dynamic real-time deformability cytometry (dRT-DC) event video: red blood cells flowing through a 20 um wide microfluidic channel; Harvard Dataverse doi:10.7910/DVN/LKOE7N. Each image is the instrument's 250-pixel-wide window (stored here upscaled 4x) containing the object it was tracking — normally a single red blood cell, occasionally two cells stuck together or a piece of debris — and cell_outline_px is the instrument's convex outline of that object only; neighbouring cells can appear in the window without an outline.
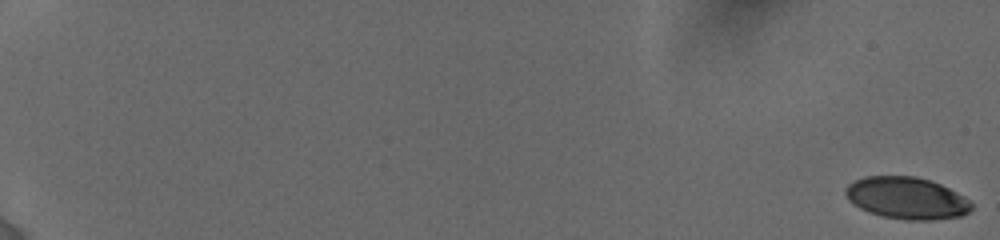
{"species": "human", "species_latin": "Homo sapiens", "temperature_condition": "cold", "stored_images_in_passage": 15, "camera_frame_rate_fps": 3000, "um_per_image_px": 0.085, "donor": {"sex": "female"}, "frame": {"image": 1, "passage_image": 1, "time_ms": 0.0, "image_size_px": [1000, 240], "cell_outline_px": [[972, 208], [968, 212], [960, 216], [932, 220], [904, 220], [880, 216], [868, 212], [860, 208], [848, 200], [844, 192], [844, 188], [848, 184], [864, 176], [916, 176], [940, 184], [964, 196], [972, 204]], "centroid_in_image_um": [77.03, 16.84], "position_along_channel_um": 8.0, "area_um2": 30.87}}
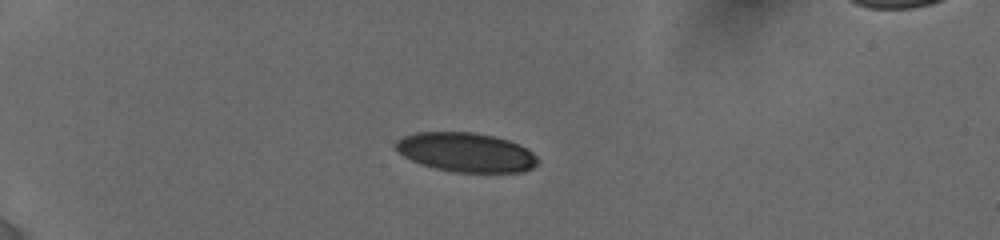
{"frame": {"image": 2, "passage_image": 11, "time_ms": 5.667, "image_size_px": [1000, 240], "cell_outline_px": [[540, 160], [532, 168], [524, 172], [452, 172], [420, 164], [396, 152], [396, 140], [404, 136], [416, 132], [472, 132], [492, 136], [508, 140], [520, 144], [532, 152]], "centroid_in_image_um": [39.61, 12.95], "position_along_channel_um": 45.4, "area_um2": 32.54}}
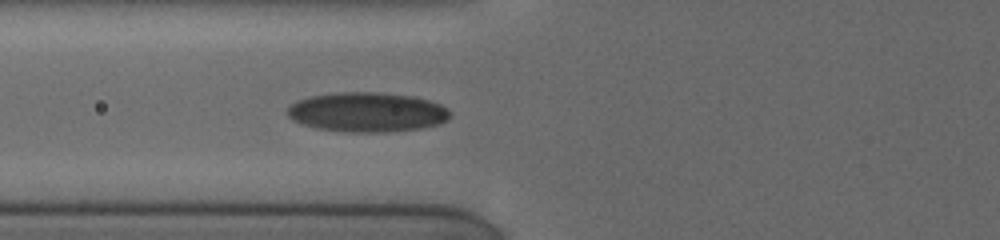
{"frame": {"image": 3, "passage_image": 15, "time_ms": 8.333, "image_size_px": [1000, 240], "cell_outline_px": [[452, 112], [448, 120], [440, 124], [420, 128], [384, 132], [348, 132], [316, 128], [292, 120], [288, 116], [288, 108], [292, 104], [300, 100], [312, 96], [340, 92], [376, 92], [412, 96], [428, 100], [440, 104], [448, 108]], "centroid_in_image_um": [31.26, 9.54], "position_along_channel_um": 94.5, "area_um2": 37.4}}